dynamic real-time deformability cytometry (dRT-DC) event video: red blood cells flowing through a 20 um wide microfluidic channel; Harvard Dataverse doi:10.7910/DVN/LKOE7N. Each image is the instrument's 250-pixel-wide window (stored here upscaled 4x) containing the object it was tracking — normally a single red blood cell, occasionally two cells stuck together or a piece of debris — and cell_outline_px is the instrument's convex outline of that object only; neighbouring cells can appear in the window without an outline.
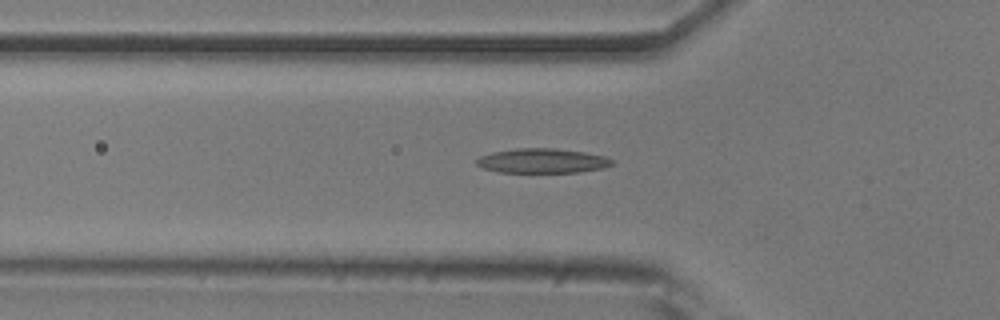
{"species": "common noctule bat (a hibernating species)", "species_latin": "Nyctalus noctula", "temperature_condition": "room temperature", "stored_images_in_passage": 52, "camera_frame_rate_fps": 3000, "um_per_image_px": 0.085, "animal": {"sex": "male", "body_mass_g": 20.5, "forearm_length_mm": 52.5}, "frame": {"image": 1, "passage_image": 18, "time_ms": 5.667, "image_size_px": [1000, 320], "cell_outline_px": [[612, 164], [604, 168], [580, 172], [500, 172], [484, 168], [476, 164], [476, 160], [480, 156], [492, 152], [516, 148], [556, 148], [584, 152], [604, 156], [612, 160]], "centroid_in_image_um": [46.09, 13.66], "position_along_channel_um": 79.7, "area_um2": 19.31}}
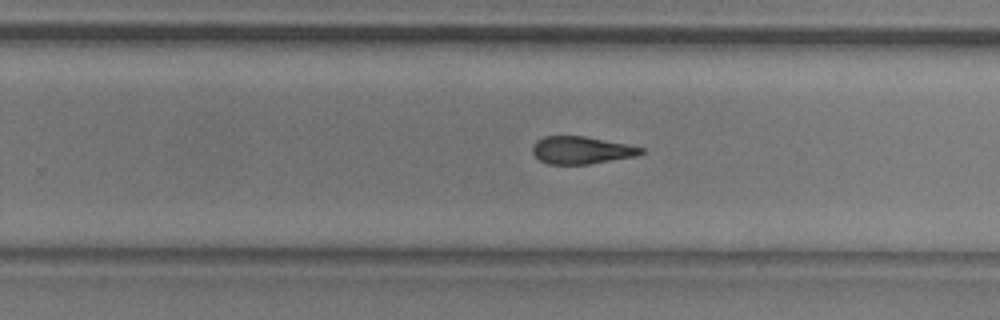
{"frame": {"image": 2, "passage_image": 34, "time_ms": 11.0, "image_size_px": [1000, 320], "cell_outline_px": [[644, 152], [636, 156], [588, 164], [548, 164], [540, 160], [532, 152], [532, 144], [536, 140], [544, 136], [584, 136], [644, 148]], "centroid_in_image_um": [49.37, 12.76], "position_along_channel_um": 280.4, "area_um2": 17.22}}
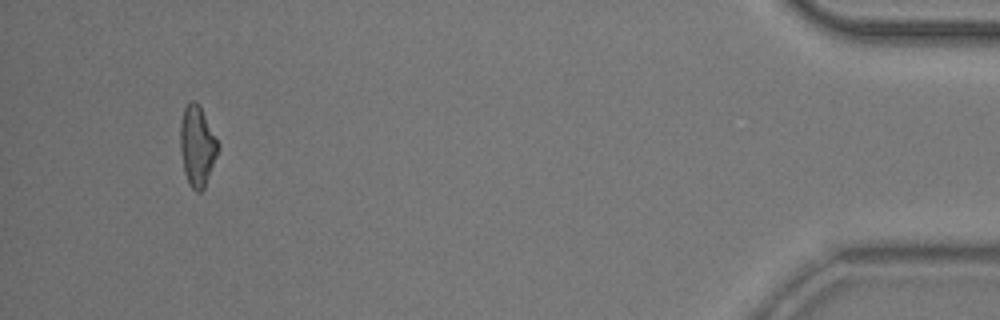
{"frame": {"image": 3, "passage_image": 51, "time_ms": 16.667, "image_size_px": [1000, 320], "cell_outline_px": [[220, 144], [216, 156], [204, 188], [200, 192], [196, 192], [188, 184], [184, 172], [180, 152], [180, 124], [184, 108], [192, 100], [196, 100], [200, 104]], "centroid_in_image_um": [16.76, 12.38], "position_along_channel_um": 418.4, "area_um2": 17.86}}